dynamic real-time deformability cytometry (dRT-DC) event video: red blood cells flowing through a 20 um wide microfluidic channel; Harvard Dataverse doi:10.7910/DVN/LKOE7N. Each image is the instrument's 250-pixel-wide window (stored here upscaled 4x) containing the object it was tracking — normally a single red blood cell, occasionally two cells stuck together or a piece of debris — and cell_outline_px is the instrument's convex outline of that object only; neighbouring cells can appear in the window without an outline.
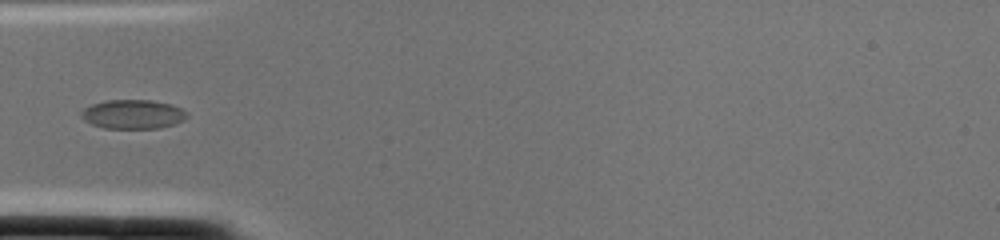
{"species": "common noctule bat (a hibernating species)", "species_latin": "Nyctalus noctula", "temperature_condition": "cold", "stored_images_in_passage": 2, "camera_frame_rate_fps": 3000, "um_per_image_px": 0.085, "animal": {"sex": "female", "body_mass_g": 22.0, "forearm_length_mm": 56.7}, "frame": {"image": 1, "passage_image": 2, "time_ms": 0.333, "image_size_px": [1000, 240], "cell_outline_px": [[188, 116], [184, 120], [176, 124], [160, 128], [104, 128], [92, 124], [84, 120], [80, 116], [80, 112], [84, 108], [92, 104], [108, 100], [152, 100], [172, 104], [188, 112]], "centroid_in_image_um": [11.32, 9.71], "position_along_channel_um": 73.7, "area_um2": 18.09}}